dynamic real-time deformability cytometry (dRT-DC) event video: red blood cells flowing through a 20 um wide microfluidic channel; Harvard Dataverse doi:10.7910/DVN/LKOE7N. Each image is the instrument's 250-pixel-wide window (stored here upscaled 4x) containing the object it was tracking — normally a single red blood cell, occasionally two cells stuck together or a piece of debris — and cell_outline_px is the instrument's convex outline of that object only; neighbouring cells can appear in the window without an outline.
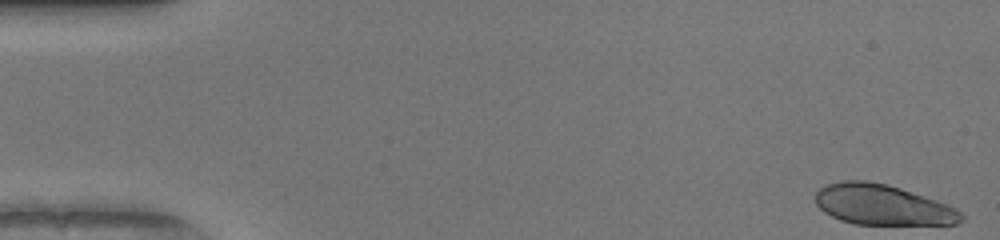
{"species": "human", "species_latin": "Homo sapiens", "temperature_condition": "warm", "stored_images_in_passage": 50, "camera_frame_rate_fps": 3000, "um_per_image_px": 0.085, "donor": {"sex": "female"}, "frame": {"image": 1, "passage_image": 1, "time_ms": 0.0, "image_size_px": [1000, 240], "cell_outline_px": [[964, 220], [956, 224], [856, 224], [840, 220], [824, 212], [816, 204], [816, 192], [824, 184], [844, 180], [864, 180], [884, 184], [900, 188], [936, 200], [956, 208], [964, 216]], "centroid_in_image_um": [74.99, 17.41], "position_along_channel_um": 10.0, "area_um2": 34.16}}
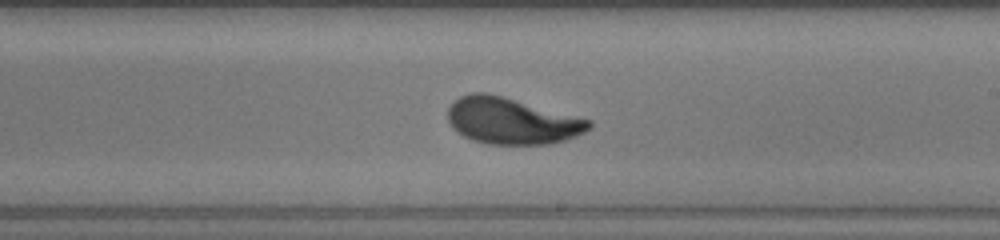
{"frame": {"image": 2, "passage_image": 29, "time_ms": 9.333, "image_size_px": [1000, 240], "cell_outline_px": [[592, 128], [568, 140], [552, 144], [488, 144], [472, 140], [456, 132], [452, 128], [448, 120], [448, 108], [460, 96], [472, 92], [488, 92], [592, 120]], "centroid_in_image_um": [43.51, 10.28], "position_along_channel_um": 245.5, "area_um2": 38.44}}
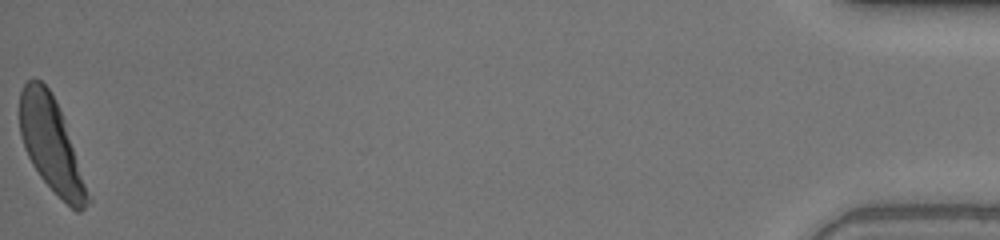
{"frame": {"image": 3, "passage_image": 50, "time_ms": 16.333, "image_size_px": [1000, 240], "cell_outline_px": [[92, 200], [80, 212], [76, 212], [40, 176], [32, 164], [24, 148], [20, 136], [20, 92], [24, 84], [28, 80], [40, 80], [48, 88], [64, 120]], "centroid_in_image_um": [4.35, 12.33], "position_along_channel_um": 430.9, "area_um2": 36.3}, "authors_computed_cell_mechanics": {"area_um2": 37.4833, "velocity_mm_per_s": 4.1194, "shape_relaxation_time_tau1_ms": 2.468, "shape_relaxation_time_tau2_ms": null, "deformation_change_tau1": 0.1662, "deformation_change_tau2": null}}